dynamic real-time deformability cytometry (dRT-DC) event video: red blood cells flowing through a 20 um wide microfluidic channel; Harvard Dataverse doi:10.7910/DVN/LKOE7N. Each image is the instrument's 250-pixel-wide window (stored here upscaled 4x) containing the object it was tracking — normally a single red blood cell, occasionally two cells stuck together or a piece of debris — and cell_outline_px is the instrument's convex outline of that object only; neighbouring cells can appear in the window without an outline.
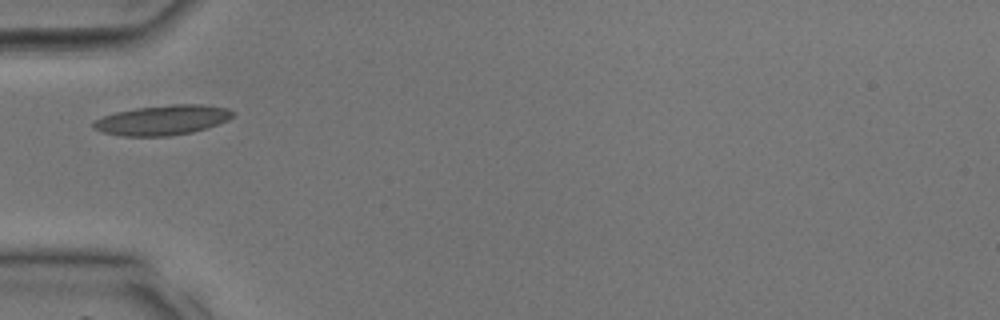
{"species": "common noctule bat (a hibernating species)", "species_latin": "Nyctalus noctula", "temperature_condition": "room temperature", "stored_images_in_passage": 26, "camera_frame_rate_fps": 3000, "um_per_image_px": 0.085, "animal": {"sex": "male", "body_mass_g": 17.9, "forearm_length_mm": 54.2}, "frame": {"image": 1, "passage_image": 1, "time_ms": 0.0, "image_size_px": [1000, 320], "cell_outline_px": [[236, 116], [228, 120], [192, 132], [168, 136], [120, 136], [104, 132], [92, 128], [92, 124], [96, 120], [104, 116], [116, 112], [136, 108], [172, 104], [200, 104], [228, 108], [236, 112]], "centroid_in_image_um": [13.84, 10.2], "position_along_channel_um": 71.2, "area_um2": 24.22}}
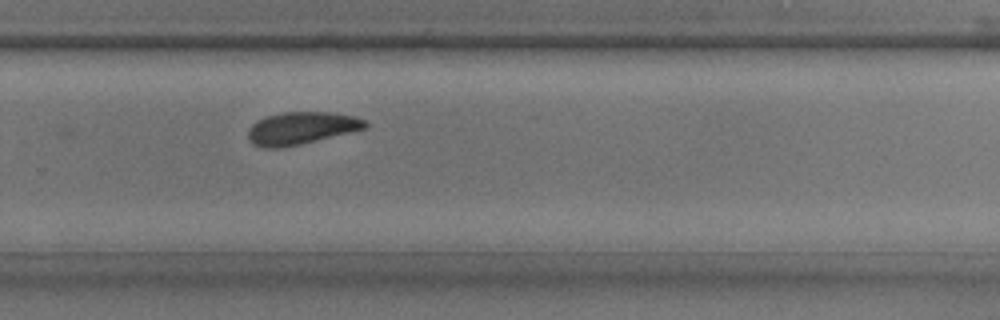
{"frame": {"image": 2, "passage_image": 14, "time_ms": 4.333, "image_size_px": [1000, 320], "cell_outline_px": [[368, 124], [364, 128], [300, 144], [280, 148], [264, 148], [252, 144], [248, 140], [248, 128], [256, 120], [264, 116], [284, 112], [328, 112], [352, 116], [364, 120]], "centroid_in_image_um": [25.5, 10.89], "position_along_channel_um": 304.3, "area_um2": 21.91}}
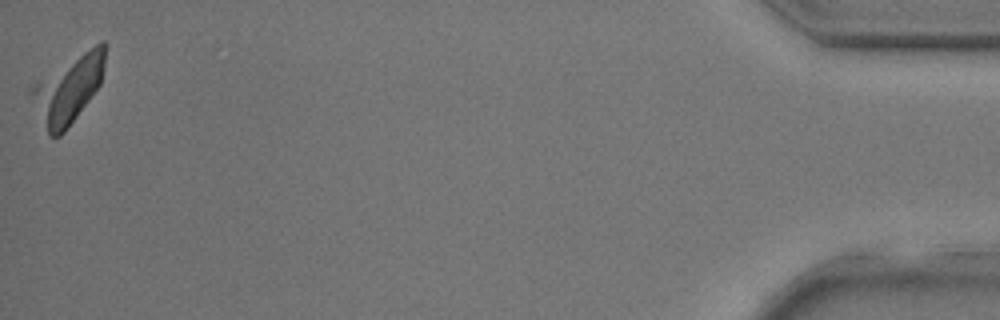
{"frame": {"image": 3, "passage_image": 26, "time_ms": 8.333, "image_size_px": [1000, 320], "cell_outline_px": [[108, 44], [104, 68], [100, 84], [64, 132], [60, 136], [48, 136], [28, 92], [28, 88], [32, 84], [100, 40], [104, 40]], "centroid_in_image_um": [5.82, 7.53], "position_along_channel_um": 429.4, "area_um2": 28.73}}